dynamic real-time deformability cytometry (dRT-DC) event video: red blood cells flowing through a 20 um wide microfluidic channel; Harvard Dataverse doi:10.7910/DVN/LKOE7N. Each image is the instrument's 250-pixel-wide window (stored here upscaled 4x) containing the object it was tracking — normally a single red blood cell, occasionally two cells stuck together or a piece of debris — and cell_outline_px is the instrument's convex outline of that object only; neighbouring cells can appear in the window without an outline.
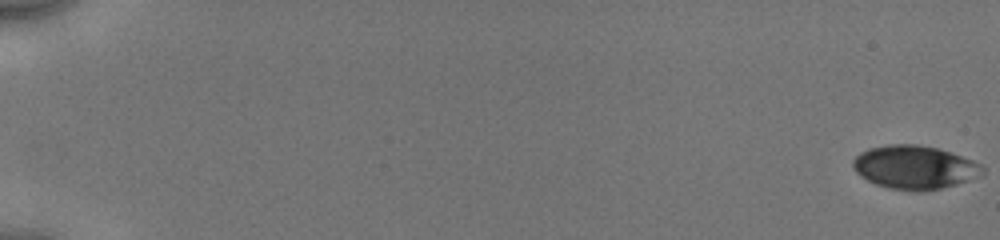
{"species": "human", "species_latin": "Homo sapiens", "temperature_condition": "cold", "stored_images_in_passage": 54, "camera_frame_rate_fps": 3000, "um_per_image_px": 0.085, "donor": {"sex": "male"}, "frame": {"image": 1, "passage_image": 1, "time_ms": 0.0, "image_size_px": [1000, 240], "cell_outline_px": [[984, 172], [980, 176], [956, 184], [924, 192], [912, 192], [888, 188], [876, 184], [860, 176], [856, 172], [852, 164], [852, 160], [860, 152], [868, 148], [888, 144], [916, 144], [936, 148], [972, 160], [980, 164], [984, 168]], "centroid_in_image_um": [77.71, 14.23], "position_along_channel_um": 7.3, "area_um2": 32.89}}
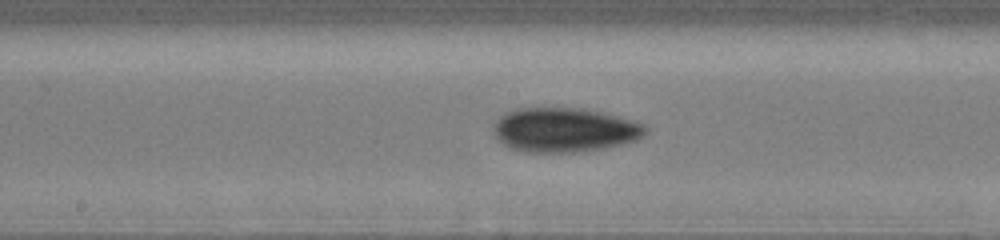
{"frame": {"image": 2, "passage_image": 31, "time_ms": 10.0, "image_size_px": [1000, 240], "cell_outline_px": [[648, 132], [644, 136], [636, 140], [604, 148], [572, 152], [528, 152], [508, 148], [496, 136], [492, 128], [492, 124], [500, 116], [516, 108], [584, 108], [632, 120], [644, 124], [648, 128]], "centroid_in_image_um": [47.97, 11.04], "position_along_channel_um": 200.2, "area_um2": 39.25}}
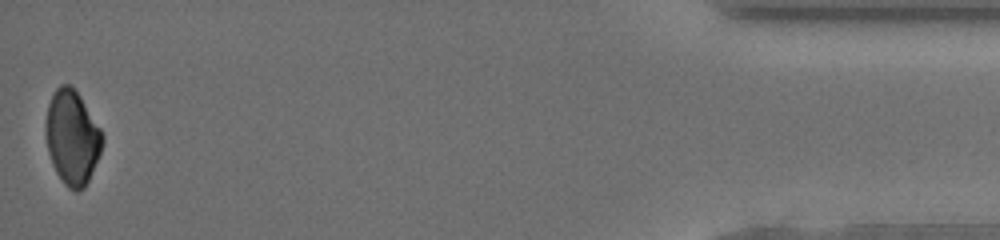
{"frame": {"image": 3, "passage_image": 54, "time_ms": 17.667, "image_size_px": [1000, 240], "cell_outline_px": [[104, 140], [100, 152], [88, 180], [84, 188], [76, 192], [68, 188], [64, 184], [56, 172], [52, 164], [48, 152], [44, 132], [44, 124], [48, 104], [56, 88], [60, 84], [68, 84], [80, 96], [100, 128], [104, 136]], "centroid_in_image_um": [6.1, 11.69], "position_along_channel_um": 429.1, "area_um2": 31.1}, "authors_computed_cell_mechanics": {"area_um2": 34.8823, "velocity_mm_per_s": 3.9708, "shape_relaxation_time_tau1_ms": 3.169, "shape_relaxation_time_tau2_ms": null, "deformation_change_tau1": 0.0923, "deformation_change_tau2": null}}